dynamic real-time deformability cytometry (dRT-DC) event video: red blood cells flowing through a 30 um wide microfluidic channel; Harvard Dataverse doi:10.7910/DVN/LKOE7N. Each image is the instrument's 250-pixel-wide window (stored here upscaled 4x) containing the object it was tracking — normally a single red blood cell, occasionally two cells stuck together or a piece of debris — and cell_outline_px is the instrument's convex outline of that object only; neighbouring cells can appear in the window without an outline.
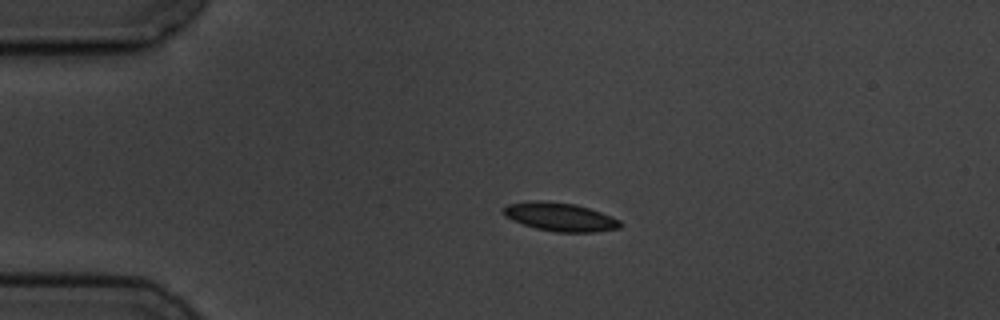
{"species": "common noctule bat (a hibernating species)", "species_latin": "Nyctalus noctula", "temperature_condition": "cold", "stored_images_in_passage": 5, "camera_frame_rate_fps": 3000, "um_per_image_px": 0.085, "animal": {"sex": "male", "body_mass_g": 19.5, "forearm_length_mm": 54.6}, "frame": {"image": 1, "passage_image": 3, "time_ms": 2.333, "image_size_px": [1000, 320], "cell_outline_px": [[624, 224], [620, 228], [596, 232], [556, 232], [536, 228], [512, 220], [504, 216], [504, 208], [508, 204], [532, 200], [548, 200], [576, 204], [612, 216], [620, 220]], "centroid_in_image_um": [47.64, 18.43], "position_along_channel_um": 37.4, "area_um2": 19.54}}
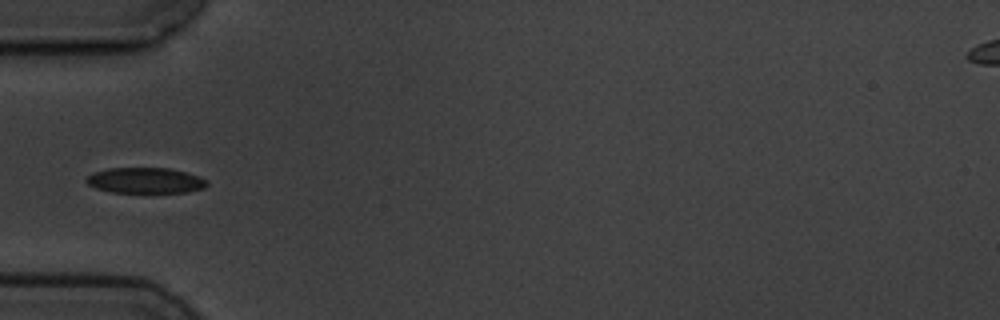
{"frame": {"image": 2, "passage_image": 5, "time_ms": 4.333, "image_size_px": [1000, 320], "cell_outline_px": [[208, 184], [204, 188], [188, 192], [112, 192], [96, 188], [88, 184], [84, 180], [92, 172], [108, 168], [168, 168], [200, 176], [208, 180]], "centroid_in_image_um": [12.36, 15.33], "position_along_channel_um": 72.6, "area_um2": 18.03}}